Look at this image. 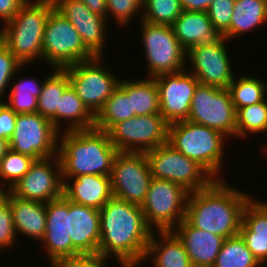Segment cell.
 I'll use <instances>...</instances> for the list:
<instances>
[{
  "instance_id": "cb8c5ba5",
  "label": "cell",
  "mask_w": 267,
  "mask_h": 267,
  "mask_svg": "<svg viewBox=\"0 0 267 267\" xmlns=\"http://www.w3.org/2000/svg\"><path fill=\"white\" fill-rule=\"evenodd\" d=\"M239 235L262 265H267V202L251 198L245 205Z\"/></svg>"
},
{
  "instance_id": "ba28073f",
  "label": "cell",
  "mask_w": 267,
  "mask_h": 267,
  "mask_svg": "<svg viewBox=\"0 0 267 267\" xmlns=\"http://www.w3.org/2000/svg\"><path fill=\"white\" fill-rule=\"evenodd\" d=\"M153 178L172 181L188 192L208 187L215 178L195 160L165 143L145 153Z\"/></svg>"
},
{
  "instance_id": "ab89813d",
  "label": "cell",
  "mask_w": 267,
  "mask_h": 267,
  "mask_svg": "<svg viewBox=\"0 0 267 267\" xmlns=\"http://www.w3.org/2000/svg\"><path fill=\"white\" fill-rule=\"evenodd\" d=\"M234 5L235 0H213L207 9L213 27L223 35L230 29Z\"/></svg>"
},
{
  "instance_id": "603a6c76",
  "label": "cell",
  "mask_w": 267,
  "mask_h": 267,
  "mask_svg": "<svg viewBox=\"0 0 267 267\" xmlns=\"http://www.w3.org/2000/svg\"><path fill=\"white\" fill-rule=\"evenodd\" d=\"M63 180L64 196L75 204L100 210L113 197L110 176L83 174Z\"/></svg>"
},
{
  "instance_id": "c3c4849f",
  "label": "cell",
  "mask_w": 267,
  "mask_h": 267,
  "mask_svg": "<svg viewBox=\"0 0 267 267\" xmlns=\"http://www.w3.org/2000/svg\"><path fill=\"white\" fill-rule=\"evenodd\" d=\"M5 46V41L2 32L0 31V50Z\"/></svg>"
},
{
  "instance_id": "4fadbf2b",
  "label": "cell",
  "mask_w": 267,
  "mask_h": 267,
  "mask_svg": "<svg viewBox=\"0 0 267 267\" xmlns=\"http://www.w3.org/2000/svg\"><path fill=\"white\" fill-rule=\"evenodd\" d=\"M60 131L38 112L17 114L9 149L35 160L58 155Z\"/></svg>"
},
{
  "instance_id": "74e56055",
  "label": "cell",
  "mask_w": 267,
  "mask_h": 267,
  "mask_svg": "<svg viewBox=\"0 0 267 267\" xmlns=\"http://www.w3.org/2000/svg\"><path fill=\"white\" fill-rule=\"evenodd\" d=\"M107 19L113 16L117 25L126 28L136 14H142L143 0H106ZM112 14V15H111Z\"/></svg>"
},
{
  "instance_id": "4dcf8cb0",
  "label": "cell",
  "mask_w": 267,
  "mask_h": 267,
  "mask_svg": "<svg viewBox=\"0 0 267 267\" xmlns=\"http://www.w3.org/2000/svg\"><path fill=\"white\" fill-rule=\"evenodd\" d=\"M135 116V111H132L131 97L118 86L95 116V128L107 132L118 122Z\"/></svg>"
},
{
  "instance_id": "3957f363",
  "label": "cell",
  "mask_w": 267,
  "mask_h": 267,
  "mask_svg": "<svg viewBox=\"0 0 267 267\" xmlns=\"http://www.w3.org/2000/svg\"><path fill=\"white\" fill-rule=\"evenodd\" d=\"M59 138L58 156L63 178H75L83 174L110 176L119 151L106 131L95 127L62 131Z\"/></svg>"
},
{
  "instance_id": "7bdbcfd3",
  "label": "cell",
  "mask_w": 267,
  "mask_h": 267,
  "mask_svg": "<svg viewBox=\"0 0 267 267\" xmlns=\"http://www.w3.org/2000/svg\"><path fill=\"white\" fill-rule=\"evenodd\" d=\"M17 114L4 102L0 101V138L9 140L15 128Z\"/></svg>"
},
{
  "instance_id": "277c9868",
  "label": "cell",
  "mask_w": 267,
  "mask_h": 267,
  "mask_svg": "<svg viewBox=\"0 0 267 267\" xmlns=\"http://www.w3.org/2000/svg\"><path fill=\"white\" fill-rule=\"evenodd\" d=\"M32 1L27 0L14 18L0 29L5 46L22 65L42 60L44 28L50 12L54 9L52 0ZM37 59L39 61H36Z\"/></svg>"
},
{
  "instance_id": "f6af8a7d",
  "label": "cell",
  "mask_w": 267,
  "mask_h": 267,
  "mask_svg": "<svg viewBox=\"0 0 267 267\" xmlns=\"http://www.w3.org/2000/svg\"><path fill=\"white\" fill-rule=\"evenodd\" d=\"M184 11L207 12L213 0H180Z\"/></svg>"
},
{
  "instance_id": "8fae6325",
  "label": "cell",
  "mask_w": 267,
  "mask_h": 267,
  "mask_svg": "<svg viewBox=\"0 0 267 267\" xmlns=\"http://www.w3.org/2000/svg\"><path fill=\"white\" fill-rule=\"evenodd\" d=\"M188 121L236 138V110L229 90L198 84L190 106Z\"/></svg>"
},
{
  "instance_id": "6da1fadb",
  "label": "cell",
  "mask_w": 267,
  "mask_h": 267,
  "mask_svg": "<svg viewBox=\"0 0 267 267\" xmlns=\"http://www.w3.org/2000/svg\"><path fill=\"white\" fill-rule=\"evenodd\" d=\"M99 213L98 254L114 256L119 267L141 266L152 233L145 222L141 206L112 197Z\"/></svg>"
},
{
  "instance_id": "7c38bea8",
  "label": "cell",
  "mask_w": 267,
  "mask_h": 267,
  "mask_svg": "<svg viewBox=\"0 0 267 267\" xmlns=\"http://www.w3.org/2000/svg\"><path fill=\"white\" fill-rule=\"evenodd\" d=\"M107 133L119 152L146 153L168 143L169 124L160 113L138 115L118 122Z\"/></svg>"
},
{
  "instance_id": "8992f818",
  "label": "cell",
  "mask_w": 267,
  "mask_h": 267,
  "mask_svg": "<svg viewBox=\"0 0 267 267\" xmlns=\"http://www.w3.org/2000/svg\"><path fill=\"white\" fill-rule=\"evenodd\" d=\"M95 56L86 48L75 27L55 9L46 21L42 41V61L54 69H65Z\"/></svg>"
},
{
  "instance_id": "8d00e7d4",
  "label": "cell",
  "mask_w": 267,
  "mask_h": 267,
  "mask_svg": "<svg viewBox=\"0 0 267 267\" xmlns=\"http://www.w3.org/2000/svg\"><path fill=\"white\" fill-rule=\"evenodd\" d=\"M141 20L171 26L184 11L180 0H143Z\"/></svg>"
},
{
  "instance_id": "30bf717a",
  "label": "cell",
  "mask_w": 267,
  "mask_h": 267,
  "mask_svg": "<svg viewBox=\"0 0 267 267\" xmlns=\"http://www.w3.org/2000/svg\"><path fill=\"white\" fill-rule=\"evenodd\" d=\"M103 56L78 62L65 68L70 85L89 111L96 116L119 86L120 78L103 63Z\"/></svg>"
},
{
  "instance_id": "d6a6232c",
  "label": "cell",
  "mask_w": 267,
  "mask_h": 267,
  "mask_svg": "<svg viewBox=\"0 0 267 267\" xmlns=\"http://www.w3.org/2000/svg\"><path fill=\"white\" fill-rule=\"evenodd\" d=\"M243 75H239L240 78L234 77L227 88L236 111L239 108L259 103L267 97V83L263 81L264 79Z\"/></svg>"
},
{
  "instance_id": "bcb514c9",
  "label": "cell",
  "mask_w": 267,
  "mask_h": 267,
  "mask_svg": "<svg viewBox=\"0 0 267 267\" xmlns=\"http://www.w3.org/2000/svg\"><path fill=\"white\" fill-rule=\"evenodd\" d=\"M89 10L104 18H107V5L106 0H80Z\"/></svg>"
},
{
  "instance_id": "9a60e30c",
  "label": "cell",
  "mask_w": 267,
  "mask_h": 267,
  "mask_svg": "<svg viewBox=\"0 0 267 267\" xmlns=\"http://www.w3.org/2000/svg\"><path fill=\"white\" fill-rule=\"evenodd\" d=\"M9 192L23 200L43 203L64 196V180L59 156L35 160L29 171Z\"/></svg>"
},
{
  "instance_id": "f907efd6",
  "label": "cell",
  "mask_w": 267,
  "mask_h": 267,
  "mask_svg": "<svg viewBox=\"0 0 267 267\" xmlns=\"http://www.w3.org/2000/svg\"><path fill=\"white\" fill-rule=\"evenodd\" d=\"M49 267H60V266L50 265Z\"/></svg>"
},
{
  "instance_id": "e0dca14e",
  "label": "cell",
  "mask_w": 267,
  "mask_h": 267,
  "mask_svg": "<svg viewBox=\"0 0 267 267\" xmlns=\"http://www.w3.org/2000/svg\"><path fill=\"white\" fill-rule=\"evenodd\" d=\"M159 91L160 114L168 123L189 118L191 101L197 85L195 76L187 70L153 77Z\"/></svg>"
},
{
  "instance_id": "44dd1931",
  "label": "cell",
  "mask_w": 267,
  "mask_h": 267,
  "mask_svg": "<svg viewBox=\"0 0 267 267\" xmlns=\"http://www.w3.org/2000/svg\"><path fill=\"white\" fill-rule=\"evenodd\" d=\"M172 232L183 244L193 267H213L224 238L197 229L185 219Z\"/></svg>"
},
{
  "instance_id": "7dc6e473",
  "label": "cell",
  "mask_w": 267,
  "mask_h": 267,
  "mask_svg": "<svg viewBox=\"0 0 267 267\" xmlns=\"http://www.w3.org/2000/svg\"><path fill=\"white\" fill-rule=\"evenodd\" d=\"M9 150V140L0 138V161L6 155Z\"/></svg>"
},
{
  "instance_id": "ffe728a7",
  "label": "cell",
  "mask_w": 267,
  "mask_h": 267,
  "mask_svg": "<svg viewBox=\"0 0 267 267\" xmlns=\"http://www.w3.org/2000/svg\"><path fill=\"white\" fill-rule=\"evenodd\" d=\"M68 237L72 240V258L84 254H98L99 210L68 200Z\"/></svg>"
},
{
  "instance_id": "f546056e",
  "label": "cell",
  "mask_w": 267,
  "mask_h": 267,
  "mask_svg": "<svg viewBox=\"0 0 267 267\" xmlns=\"http://www.w3.org/2000/svg\"><path fill=\"white\" fill-rule=\"evenodd\" d=\"M53 70V73L44 79L41 93L37 98V112L49 119L57 128V108H59L60 96L70 82L66 69L54 68Z\"/></svg>"
},
{
  "instance_id": "7a4b0ae2",
  "label": "cell",
  "mask_w": 267,
  "mask_h": 267,
  "mask_svg": "<svg viewBox=\"0 0 267 267\" xmlns=\"http://www.w3.org/2000/svg\"><path fill=\"white\" fill-rule=\"evenodd\" d=\"M222 179L189 194L185 220L226 239L239 235L244 207L252 197Z\"/></svg>"
},
{
  "instance_id": "d4e9b609",
  "label": "cell",
  "mask_w": 267,
  "mask_h": 267,
  "mask_svg": "<svg viewBox=\"0 0 267 267\" xmlns=\"http://www.w3.org/2000/svg\"><path fill=\"white\" fill-rule=\"evenodd\" d=\"M4 197L11 206L16 235L19 233L40 242L46 231V203L23 200L9 191L4 192Z\"/></svg>"
},
{
  "instance_id": "e575fe53",
  "label": "cell",
  "mask_w": 267,
  "mask_h": 267,
  "mask_svg": "<svg viewBox=\"0 0 267 267\" xmlns=\"http://www.w3.org/2000/svg\"><path fill=\"white\" fill-rule=\"evenodd\" d=\"M240 235L226 238L213 267H261Z\"/></svg>"
},
{
  "instance_id": "681fc988",
  "label": "cell",
  "mask_w": 267,
  "mask_h": 267,
  "mask_svg": "<svg viewBox=\"0 0 267 267\" xmlns=\"http://www.w3.org/2000/svg\"><path fill=\"white\" fill-rule=\"evenodd\" d=\"M4 192L3 190L0 189V200L4 197Z\"/></svg>"
},
{
  "instance_id": "4316f807",
  "label": "cell",
  "mask_w": 267,
  "mask_h": 267,
  "mask_svg": "<svg viewBox=\"0 0 267 267\" xmlns=\"http://www.w3.org/2000/svg\"><path fill=\"white\" fill-rule=\"evenodd\" d=\"M267 22V0H235L230 29L224 37L232 41ZM232 39V40H231Z\"/></svg>"
},
{
  "instance_id": "d590c367",
  "label": "cell",
  "mask_w": 267,
  "mask_h": 267,
  "mask_svg": "<svg viewBox=\"0 0 267 267\" xmlns=\"http://www.w3.org/2000/svg\"><path fill=\"white\" fill-rule=\"evenodd\" d=\"M34 161L30 156L9 149L0 161V181H3L0 189L9 191L29 171Z\"/></svg>"
},
{
  "instance_id": "b9f144b4",
  "label": "cell",
  "mask_w": 267,
  "mask_h": 267,
  "mask_svg": "<svg viewBox=\"0 0 267 267\" xmlns=\"http://www.w3.org/2000/svg\"><path fill=\"white\" fill-rule=\"evenodd\" d=\"M109 256L101 254L78 255L71 259L63 261L60 267H108ZM106 260V261H105Z\"/></svg>"
},
{
  "instance_id": "5bb4252c",
  "label": "cell",
  "mask_w": 267,
  "mask_h": 267,
  "mask_svg": "<svg viewBox=\"0 0 267 267\" xmlns=\"http://www.w3.org/2000/svg\"><path fill=\"white\" fill-rule=\"evenodd\" d=\"M152 178L145 153L119 152L110 174L113 197L141 206Z\"/></svg>"
},
{
  "instance_id": "ac0fdd59",
  "label": "cell",
  "mask_w": 267,
  "mask_h": 267,
  "mask_svg": "<svg viewBox=\"0 0 267 267\" xmlns=\"http://www.w3.org/2000/svg\"><path fill=\"white\" fill-rule=\"evenodd\" d=\"M52 1L54 9L75 27L86 48L94 56H103L108 38L107 18L93 13L80 0Z\"/></svg>"
},
{
  "instance_id": "ee69618b",
  "label": "cell",
  "mask_w": 267,
  "mask_h": 267,
  "mask_svg": "<svg viewBox=\"0 0 267 267\" xmlns=\"http://www.w3.org/2000/svg\"><path fill=\"white\" fill-rule=\"evenodd\" d=\"M27 0H0V20L5 24L12 20Z\"/></svg>"
},
{
  "instance_id": "52a82bcc",
  "label": "cell",
  "mask_w": 267,
  "mask_h": 267,
  "mask_svg": "<svg viewBox=\"0 0 267 267\" xmlns=\"http://www.w3.org/2000/svg\"><path fill=\"white\" fill-rule=\"evenodd\" d=\"M190 192L168 180L152 178L141 209L147 226L156 231H172L185 219Z\"/></svg>"
},
{
  "instance_id": "1f68e13d",
  "label": "cell",
  "mask_w": 267,
  "mask_h": 267,
  "mask_svg": "<svg viewBox=\"0 0 267 267\" xmlns=\"http://www.w3.org/2000/svg\"><path fill=\"white\" fill-rule=\"evenodd\" d=\"M28 78H21L19 81L17 79L8 91L10 92L7 96L8 102L4 101L16 114L37 112V98L41 93L44 80L41 82L34 77Z\"/></svg>"
},
{
  "instance_id": "d6986e66",
  "label": "cell",
  "mask_w": 267,
  "mask_h": 267,
  "mask_svg": "<svg viewBox=\"0 0 267 267\" xmlns=\"http://www.w3.org/2000/svg\"><path fill=\"white\" fill-rule=\"evenodd\" d=\"M44 243L49 265L59 266L72 258V240L68 237V199L62 196L46 203Z\"/></svg>"
},
{
  "instance_id": "f35d334b",
  "label": "cell",
  "mask_w": 267,
  "mask_h": 267,
  "mask_svg": "<svg viewBox=\"0 0 267 267\" xmlns=\"http://www.w3.org/2000/svg\"><path fill=\"white\" fill-rule=\"evenodd\" d=\"M17 235L13 224V214L8 200H0V256L5 250L14 247Z\"/></svg>"
},
{
  "instance_id": "83f0119b",
  "label": "cell",
  "mask_w": 267,
  "mask_h": 267,
  "mask_svg": "<svg viewBox=\"0 0 267 267\" xmlns=\"http://www.w3.org/2000/svg\"><path fill=\"white\" fill-rule=\"evenodd\" d=\"M63 121L64 125L67 122V127L64 129L62 128ZM94 127L95 116L77 96L72 86L69 85L60 96L59 108H57V129L62 132L91 129Z\"/></svg>"
},
{
  "instance_id": "7402d4cb",
  "label": "cell",
  "mask_w": 267,
  "mask_h": 267,
  "mask_svg": "<svg viewBox=\"0 0 267 267\" xmlns=\"http://www.w3.org/2000/svg\"><path fill=\"white\" fill-rule=\"evenodd\" d=\"M171 27L186 51L190 47L214 45L224 38V35L213 27L207 12L183 11Z\"/></svg>"
},
{
  "instance_id": "9c48e42d",
  "label": "cell",
  "mask_w": 267,
  "mask_h": 267,
  "mask_svg": "<svg viewBox=\"0 0 267 267\" xmlns=\"http://www.w3.org/2000/svg\"><path fill=\"white\" fill-rule=\"evenodd\" d=\"M141 41L147 60V77L178 73L187 68L186 50L168 25L140 21Z\"/></svg>"
},
{
  "instance_id": "2e32d148",
  "label": "cell",
  "mask_w": 267,
  "mask_h": 267,
  "mask_svg": "<svg viewBox=\"0 0 267 267\" xmlns=\"http://www.w3.org/2000/svg\"><path fill=\"white\" fill-rule=\"evenodd\" d=\"M229 40L225 37L214 45L190 47L186 51V63H191V70L200 84L228 88L234 77L229 57ZM227 47V48H226ZM228 51V52H227Z\"/></svg>"
},
{
  "instance_id": "484cf974",
  "label": "cell",
  "mask_w": 267,
  "mask_h": 267,
  "mask_svg": "<svg viewBox=\"0 0 267 267\" xmlns=\"http://www.w3.org/2000/svg\"><path fill=\"white\" fill-rule=\"evenodd\" d=\"M148 258L152 267H193L183 244L172 231H158V234L152 231L144 260Z\"/></svg>"
},
{
  "instance_id": "60d3db41",
  "label": "cell",
  "mask_w": 267,
  "mask_h": 267,
  "mask_svg": "<svg viewBox=\"0 0 267 267\" xmlns=\"http://www.w3.org/2000/svg\"><path fill=\"white\" fill-rule=\"evenodd\" d=\"M22 65L12 54V52L4 46L0 50V101H2L3 95L6 90L8 91L10 83L18 72L21 71ZM8 88V89H7Z\"/></svg>"
},
{
  "instance_id": "f1b7e54d",
  "label": "cell",
  "mask_w": 267,
  "mask_h": 267,
  "mask_svg": "<svg viewBox=\"0 0 267 267\" xmlns=\"http://www.w3.org/2000/svg\"><path fill=\"white\" fill-rule=\"evenodd\" d=\"M119 86L131 97L132 111L136 116L160 113L159 91L154 78L121 79Z\"/></svg>"
},
{
  "instance_id": "836d02e7",
  "label": "cell",
  "mask_w": 267,
  "mask_h": 267,
  "mask_svg": "<svg viewBox=\"0 0 267 267\" xmlns=\"http://www.w3.org/2000/svg\"><path fill=\"white\" fill-rule=\"evenodd\" d=\"M267 97L256 104L239 108L236 111V138L243 139L247 136L267 134ZM263 132V133H262ZM267 147V145H266ZM266 149L267 154V148Z\"/></svg>"
},
{
  "instance_id": "5b68a950",
  "label": "cell",
  "mask_w": 267,
  "mask_h": 267,
  "mask_svg": "<svg viewBox=\"0 0 267 267\" xmlns=\"http://www.w3.org/2000/svg\"><path fill=\"white\" fill-rule=\"evenodd\" d=\"M225 137L217 130L188 120L169 124L168 143L199 163L215 179H220L223 170Z\"/></svg>"
}]
</instances>
